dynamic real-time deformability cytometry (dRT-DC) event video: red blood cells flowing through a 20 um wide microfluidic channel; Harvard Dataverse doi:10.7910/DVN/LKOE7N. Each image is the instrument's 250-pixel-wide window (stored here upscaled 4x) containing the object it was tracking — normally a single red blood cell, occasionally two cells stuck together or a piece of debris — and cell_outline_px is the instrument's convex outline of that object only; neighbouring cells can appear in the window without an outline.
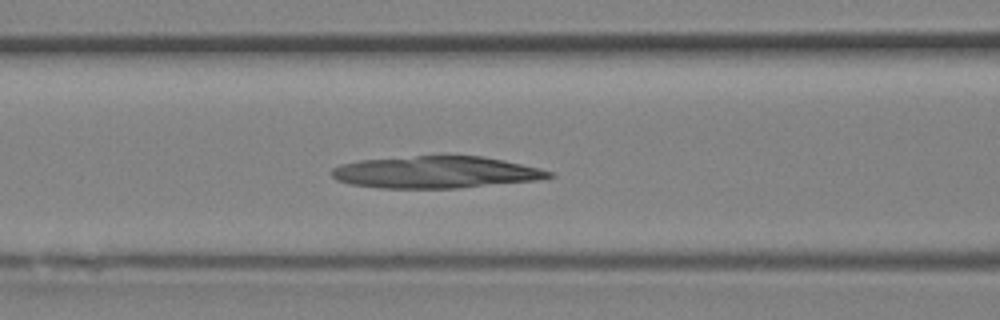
{"species": "Egyptian fruit bat (a non-hibernating species)", "species_latin": "Rousettus aegyptiacus", "temperature_condition": "room temperature", "stored_images_in_passage": 20, "camera_frame_rate_fps": 3000, "um_per_image_px": 0.085, "animal": {"sex": "female"}, "frame": {"image": 1, "passage_image": 12, "time_ms": 3.667, "image_size_px": [1000, 320], "cell_outline_px": [[556, 176], [536, 180], [460, 188], [380, 188], [352, 184], [336, 180], [332, 176], [332, 168], [340, 164], [360, 160], [416, 156], [480, 156], [504, 160], [540, 168], [552, 172]], "centroid_in_image_um": [37.05, 14.64], "position_along_channel_um": 129.6, "area_um2": 40.34}}
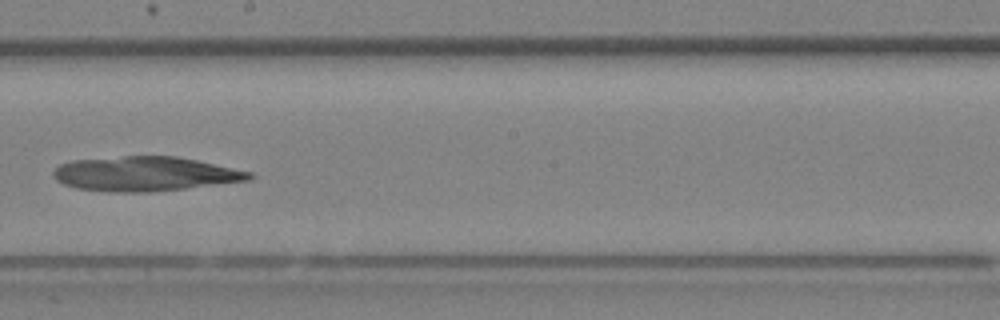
{"frame": {"image": 2, "passage_image": 17, "time_ms": 5.333, "image_size_px": [1000, 320], "cell_outline_px": [[256, 176], [248, 180], [184, 188], [148, 192], [108, 192], [76, 188], [64, 184], [56, 180], [52, 172], [60, 164], [72, 160], [124, 156], [176, 156], [196, 160], [252, 172]], "centroid_in_image_um": [12.29, 14.77], "position_along_channel_um": 235.9, "area_um2": 39.19}}
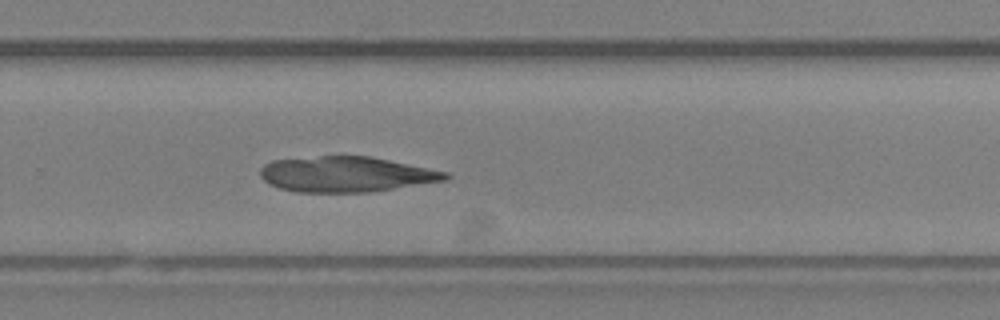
{"frame": {"image": 3, "passage_image": 20, "time_ms": 6.333, "image_size_px": [1000, 320], "cell_outline_px": [[452, 176], [448, 180], [368, 192], [296, 192], [280, 188], [268, 184], [260, 176], [260, 168], [264, 164], [272, 160], [320, 156], [368, 156], [448, 172]], "centroid_in_image_um": [29.4, 14.81], "position_along_channel_um": 300.4, "area_um2": 38.15}}